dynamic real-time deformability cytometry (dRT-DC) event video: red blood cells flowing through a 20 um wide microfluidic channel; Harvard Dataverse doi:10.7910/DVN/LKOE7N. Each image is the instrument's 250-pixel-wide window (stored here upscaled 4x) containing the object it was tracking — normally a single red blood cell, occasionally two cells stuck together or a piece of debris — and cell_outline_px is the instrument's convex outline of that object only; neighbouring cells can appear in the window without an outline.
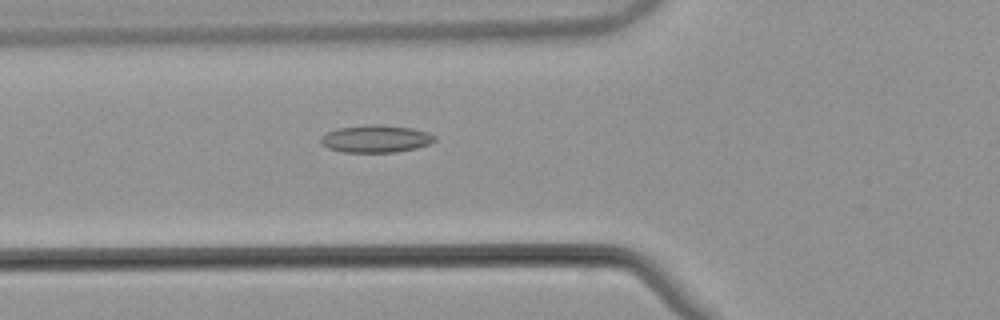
{"species": "common noctule bat (a hibernating species)", "species_latin": "Nyctalus noctula", "temperature_condition": "warm", "stored_images_in_passage": 53, "camera_frame_rate_fps": 3000, "um_per_image_px": 0.085, "animal": {"sex": "male", "body_mass_g": 21.5, "forearm_length_mm": 52.0}, "frame": {"image": 1, "passage_image": 20, "time_ms": 6.333, "image_size_px": [1000, 320], "cell_outline_px": [[436, 140], [428, 144], [416, 148], [396, 152], [344, 152], [328, 148], [320, 140], [320, 136], [336, 128], [412, 128], [428, 132], [436, 136]], "centroid_in_image_um": [31.97, 11.86], "position_along_channel_um": 93.8, "area_um2": 16.99}}
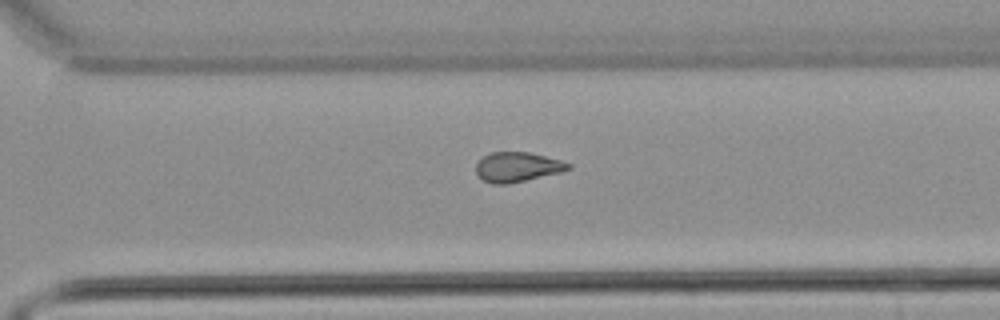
{"frame": {"image": 2, "passage_image": 38, "time_ms": 12.333, "image_size_px": [1000, 320], "cell_outline_px": [[572, 168], [560, 172], [508, 184], [492, 184], [484, 180], [476, 172], [476, 160], [492, 152], [528, 152], [560, 160], [572, 164]], "centroid_in_image_um": [43.96, 14.19], "position_along_channel_um": 326.6, "area_um2": 15.9}}
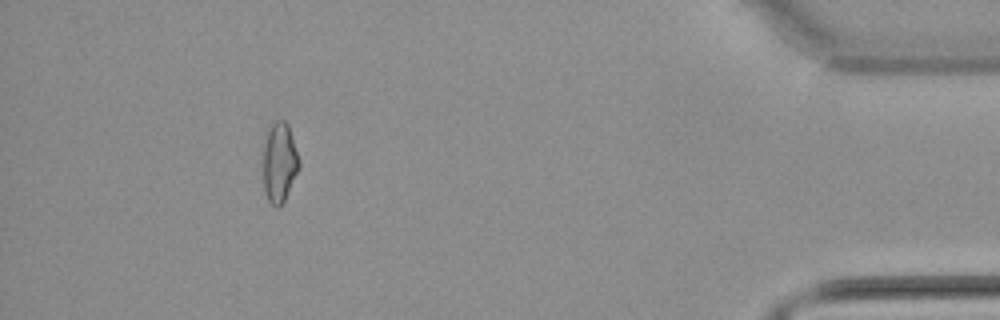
{"frame": {"image": 3, "passage_image": 49, "time_ms": 16.0, "image_size_px": [1000, 320], "cell_outline_px": [[300, 168], [280, 208], [276, 208], [268, 200], [264, 192], [264, 148], [268, 132], [272, 124], [276, 120], [284, 120], [288, 124], [300, 160]], "centroid_in_image_um": [23.78, 13.84], "position_along_channel_um": 411.4, "area_um2": 16.59}, "authors_computed_cell_mechanics": {"area_um2": 16.9932, "velocity_mm_per_s": 3.8798, "shape_relaxation_time_tau1_ms": null, "shape_relaxation_time_tau2_ms": 3.8682, "deformation_change_tau1": null, "deformation_change_tau2": 0.118}}